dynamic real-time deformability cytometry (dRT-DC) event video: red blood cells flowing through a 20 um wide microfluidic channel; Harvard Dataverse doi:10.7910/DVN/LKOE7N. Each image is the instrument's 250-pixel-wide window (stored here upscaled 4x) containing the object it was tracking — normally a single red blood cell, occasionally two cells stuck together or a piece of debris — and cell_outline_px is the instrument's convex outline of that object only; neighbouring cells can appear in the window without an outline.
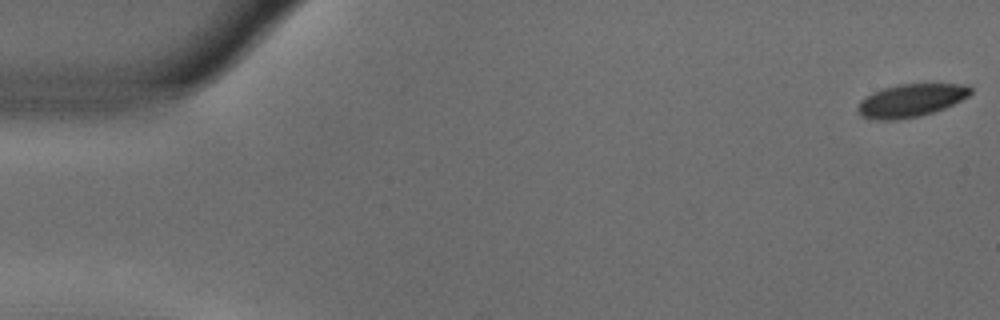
{"species": "common noctule bat (a hibernating species)", "species_latin": "Nyctalus noctula", "temperature_condition": "warm", "stored_images_in_passage": 16, "camera_frame_rate_fps": 3000, "um_per_image_px": 0.085, "animal": {"sex": "male", "body_mass_g": 18.8}, "frame": {"image": 1, "passage_image": 1, "time_ms": 0.0, "image_size_px": [1000, 320], "cell_outline_px": [[972, 92], [968, 96], [944, 108], [920, 116], [896, 120], [876, 120], [860, 116], [856, 112], [856, 108], [860, 100], [872, 92], [884, 88], [900, 84], [968, 84], [972, 88]], "centroid_in_image_um": [77.38, 8.54], "position_along_channel_um": 7.6, "area_um2": 21.73}}
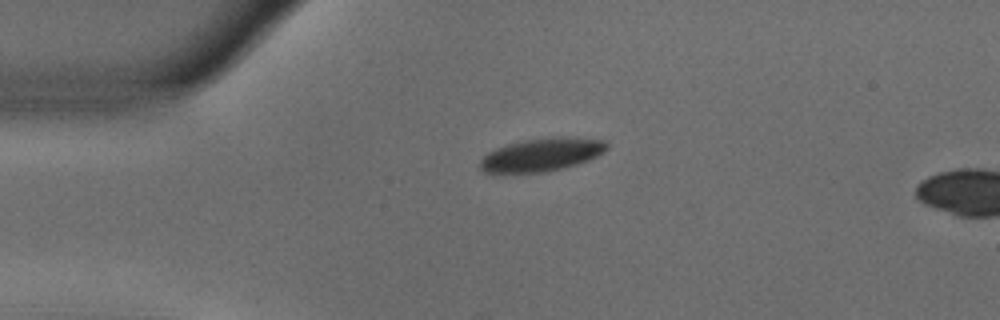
{"frame": {"image": 2, "passage_image": 13, "time_ms": 4.0, "image_size_px": [1000, 320], "cell_outline_px": [[608, 148], [604, 152], [588, 160], [564, 168], [544, 172], [492, 176], [484, 172], [480, 168], [480, 160], [488, 152], [496, 148], [508, 144], [524, 140], [552, 136], [572, 136], [608, 140]], "centroid_in_image_um": [46.0, 13.17], "position_along_channel_um": 39.0, "area_um2": 25.49}}